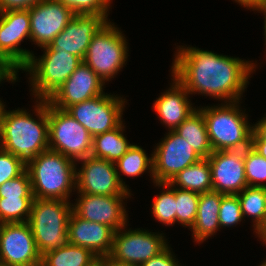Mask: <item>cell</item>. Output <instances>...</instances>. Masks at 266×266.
I'll return each instance as SVG.
<instances>
[{
    "label": "cell",
    "instance_id": "ac0fdd59",
    "mask_svg": "<svg viewBox=\"0 0 266 266\" xmlns=\"http://www.w3.org/2000/svg\"><path fill=\"white\" fill-rule=\"evenodd\" d=\"M208 160L213 191L224 195H237L248 186L244 150L213 151Z\"/></svg>",
    "mask_w": 266,
    "mask_h": 266
},
{
    "label": "cell",
    "instance_id": "f35d334b",
    "mask_svg": "<svg viewBox=\"0 0 266 266\" xmlns=\"http://www.w3.org/2000/svg\"><path fill=\"white\" fill-rule=\"evenodd\" d=\"M18 71L1 53H0V78L3 82L15 84L18 81Z\"/></svg>",
    "mask_w": 266,
    "mask_h": 266
},
{
    "label": "cell",
    "instance_id": "7dc6e473",
    "mask_svg": "<svg viewBox=\"0 0 266 266\" xmlns=\"http://www.w3.org/2000/svg\"><path fill=\"white\" fill-rule=\"evenodd\" d=\"M5 107H6V105H5L4 101H2L0 98V123H1L2 113H3Z\"/></svg>",
    "mask_w": 266,
    "mask_h": 266
},
{
    "label": "cell",
    "instance_id": "83f0119b",
    "mask_svg": "<svg viewBox=\"0 0 266 266\" xmlns=\"http://www.w3.org/2000/svg\"><path fill=\"white\" fill-rule=\"evenodd\" d=\"M237 195L243 218L251 217L256 235L266 223V187L247 186Z\"/></svg>",
    "mask_w": 266,
    "mask_h": 266
},
{
    "label": "cell",
    "instance_id": "4fadbf2b",
    "mask_svg": "<svg viewBox=\"0 0 266 266\" xmlns=\"http://www.w3.org/2000/svg\"><path fill=\"white\" fill-rule=\"evenodd\" d=\"M0 264L4 266H39L41 255L29 222L0 224Z\"/></svg>",
    "mask_w": 266,
    "mask_h": 266
},
{
    "label": "cell",
    "instance_id": "f6af8a7d",
    "mask_svg": "<svg viewBox=\"0 0 266 266\" xmlns=\"http://www.w3.org/2000/svg\"><path fill=\"white\" fill-rule=\"evenodd\" d=\"M258 13H263L264 15V38H265V44L266 45V4L263 5L260 9L257 10Z\"/></svg>",
    "mask_w": 266,
    "mask_h": 266
},
{
    "label": "cell",
    "instance_id": "4316f807",
    "mask_svg": "<svg viewBox=\"0 0 266 266\" xmlns=\"http://www.w3.org/2000/svg\"><path fill=\"white\" fill-rule=\"evenodd\" d=\"M98 257L85 247L67 243L41 256V266H90Z\"/></svg>",
    "mask_w": 266,
    "mask_h": 266
},
{
    "label": "cell",
    "instance_id": "f546056e",
    "mask_svg": "<svg viewBox=\"0 0 266 266\" xmlns=\"http://www.w3.org/2000/svg\"><path fill=\"white\" fill-rule=\"evenodd\" d=\"M34 197L0 198V224L28 222Z\"/></svg>",
    "mask_w": 266,
    "mask_h": 266
},
{
    "label": "cell",
    "instance_id": "b9f144b4",
    "mask_svg": "<svg viewBox=\"0 0 266 266\" xmlns=\"http://www.w3.org/2000/svg\"><path fill=\"white\" fill-rule=\"evenodd\" d=\"M250 147L266 158V139H251Z\"/></svg>",
    "mask_w": 266,
    "mask_h": 266
},
{
    "label": "cell",
    "instance_id": "7bdbcfd3",
    "mask_svg": "<svg viewBox=\"0 0 266 266\" xmlns=\"http://www.w3.org/2000/svg\"><path fill=\"white\" fill-rule=\"evenodd\" d=\"M100 259L104 262L105 266H136L130 263H125L115 260L114 258H111L109 255L101 257Z\"/></svg>",
    "mask_w": 266,
    "mask_h": 266
},
{
    "label": "cell",
    "instance_id": "d590c367",
    "mask_svg": "<svg viewBox=\"0 0 266 266\" xmlns=\"http://www.w3.org/2000/svg\"><path fill=\"white\" fill-rule=\"evenodd\" d=\"M75 14L109 15L112 0H58Z\"/></svg>",
    "mask_w": 266,
    "mask_h": 266
},
{
    "label": "cell",
    "instance_id": "3957f363",
    "mask_svg": "<svg viewBox=\"0 0 266 266\" xmlns=\"http://www.w3.org/2000/svg\"><path fill=\"white\" fill-rule=\"evenodd\" d=\"M76 162L50 149L26 163L34 198L70 201L76 192Z\"/></svg>",
    "mask_w": 266,
    "mask_h": 266
},
{
    "label": "cell",
    "instance_id": "74e56055",
    "mask_svg": "<svg viewBox=\"0 0 266 266\" xmlns=\"http://www.w3.org/2000/svg\"><path fill=\"white\" fill-rule=\"evenodd\" d=\"M43 0H0V13L11 10L30 9Z\"/></svg>",
    "mask_w": 266,
    "mask_h": 266
},
{
    "label": "cell",
    "instance_id": "8d00e7d4",
    "mask_svg": "<svg viewBox=\"0 0 266 266\" xmlns=\"http://www.w3.org/2000/svg\"><path fill=\"white\" fill-rule=\"evenodd\" d=\"M171 250L173 249L168 245L162 252L140 266H182L181 263L179 264L180 261L176 258L175 253Z\"/></svg>",
    "mask_w": 266,
    "mask_h": 266
},
{
    "label": "cell",
    "instance_id": "9c48e42d",
    "mask_svg": "<svg viewBox=\"0 0 266 266\" xmlns=\"http://www.w3.org/2000/svg\"><path fill=\"white\" fill-rule=\"evenodd\" d=\"M104 93L66 109L92 137L118 127L123 120L126 98Z\"/></svg>",
    "mask_w": 266,
    "mask_h": 266
},
{
    "label": "cell",
    "instance_id": "44dd1931",
    "mask_svg": "<svg viewBox=\"0 0 266 266\" xmlns=\"http://www.w3.org/2000/svg\"><path fill=\"white\" fill-rule=\"evenodd\" d=\"M170 87L154 100L153 108L168 131L175 130L197 107L187 90L171 75Z\"/></svg>",
    "mask_w": 266,
    "mask_h": 266
},
{
    "label": "cell",
    "instance_id": "ffe728a7",
    "mask_svg": "<svg viewBox=\"0 0 266 266\" xmlns=\"http://www.w3.org/2000/svg\"><path fill=\"white\" fill-rule=\"evenodd\" d=\"M114 234L112 227L85 220L72 211L68 222L69 244L85 247L101 258L110 254Z\"/></svg>",
    "mask_w": 266,
    "mask_h": 266
},
{
    "label": "cell",
    "instance_id": "30bf717a",
    "mask_svg": "<svg viewBox=\"0 0 266 266\" xmlns=\"http://www.w3.org/2000/svg\"><path fill=\"white\" fill-rule=\"evenodd\" d=\"M128 226L115 231L109 254L115 260L140 266L169 245L163 231L151 232L143 228L133 230Z\"/></svg>",
    "mask_w": 266,
    "mask_h": 266
},
{
    "label": "cell",
    "instance_id": "52a82bcc",
    "mask_svg": "<svg viewBox=\"0 0 266 266\" xmlns=\"http://www.w3.org/2000/svg\"><path fill=\"white\" fill-rule=\"evenodd\" d=\"M128 51L127 38L117 25L109 20L92 37L83 62L106 84L127 64Z\"/></svg>",
    "mask_w": 266,
    "mask_h": 266
},
{
    "label": "cell",
    "instance_id": "7402d4cb",
    "mask_svg": "<svg viewBox=\"0 0 266 266\" xmlns=\"http://www.w3.org/2000/svg\"><path fill=\"white\" fill-rule=\"evenodd\" d=\"M223 195L213 190L200 194L197 216L191 227L193 242L200 245L220 231L218 215Z\"/></svg>",
    "mask_w": 266,
    "mask_h": 266
},
{
    "label": "cell",
    "instance_id": "cb8c5ba5",
    "mask_svg": "<svg viewBox=\"0 0 266 266\" xmlns=\"http://www.w3.org/2000/svg\"><path fill=\"white\" fill-rule=\"evenodd\" d=\"M174 131L184 138L201 158H208L212 154L205 118L198 108Z\"/></svg>",
    "mask_w": 266,
    "mask_h": 266
},
{
    "label": "cell",
    "instance_id": "4dcf8cb0",
    "mask_svg": "<svg viewBox=\"0 0 266 266\" xmlns=\"http://www.w3.org/2000/svg\"><path fill=\"white\" fill-rule=\"evenodd\" d=\"M199 198L200 193L175 187L176 223L191 229L197 216Z\"/></svg>",
    "mask_w": 266,
    "mask_h": 266
},
{
    "label": "cell",
    "instance_id": "ab89813d",
    "mask_svg": "<svg viewBox=\"0 0 266 266\" xmlns=\"http://www.w3.org/2000/svg\"><path fill=\"white\" fill-rule=\"evenodd\" d=\"M251 139H266V113L253 124Z\"/></svg>",
    "mask_w": 266,
    "mask_h": 266
},
{
    "label": "cell",
    "instance_id": "5bb4252c",
    "mask_svg": "<svg viewBox=\"0 0 266 266\" xmlns=\"http://www.w3.org/2000/svg\"><path fill=\"white\" fill-rule=\"evenodd\" d=\"M29 9L0 13V53L19 71L30 60L32 50L20 47L30 39Z\"/></svg>",
    "mask_w": 266,
    "mask_h": 266
},
{
    "label": "cell",
    "instance_id": "484cf974",
    "mask_svg": "<svg viewBox=\"0 0 266 266\" xmlns=\"http://www.w3.org/2000/svg\"><path fill=\"white\" fill-rule=\"evenodd\" d=\"M115 166L120 183L128 191L131 189H129V186L125 184L126 181L123 180L121 174L135 178L148 171V173H150L149 176L152 179V183H154L152 153L149 157L146 150L135 143H132V146L128 149V151L115 163Z\"/></svg>",
    "mask_w": 266,
    "mask_h": 266
},
{
    "label": "cell",
    "instance_id": "ee69618b",
    "mask_svg": "<svg viewBox=\"0 0 266 266\" xmlns=\"http://www.w3.org/2000/svg\"><path fill=\"white\" fill-rule=\"evenodd\" d=\"M258 239L262 241L265 246H266V223L264 224V227L256 234Z\"/></svg>",
    "mask_w": 266,
    "mask_h": 266
},
{
    "label": "cell",
    "instance_id": "ba28073f",
    "mask_svg": "<svg viewBox=\"0 0 266 266\" xmlns=\"http://www.w3.org/2000/svg\"><path fill=\"white\" fill-rule=\"evenodd\" d=\"M49 149L77 162L91 155L93 137L66 110L48 102Z\"/></svg>",
    "mask_w": 266,
    "mask_h": 266
},
{
    "label": "cell",
    "instance_id": "7a4b0ae2",
    "mask_svg": "<svg viewBox=\"0 0 266 266\" xmlns=\"http://www.w3.org/2000/svg\"><path fill=\"white\" fill-rule=\"evenodd\" d=\"M33 108H4L0 123V147L25 163L49 149L48 101L36 99Z\"/></svg>",
    "mask_w": 266,
    "mask_h": 266
},
{
    "label": "cell",
    "instance_id": "9a60e30c",
    "mask_svg": "<svg viewBox=\"0 0 266 266\" xmlns=\"http://www.w3.org/2000/svg\"><path fill=\"white\" fill-rule=\"evenodd\" d=\"M73 211L81 218L112 227L115 231L129 223L125 201L131 195H90L77 193ZM128 222V223H127Z\"/></svg>",
    "mask_w": 266,
    "mask_h": 266
},
{
    "label": "cell",
    "instance_id": "e575fe53",
    "mask_svg": "<svg viewBox=\"0 0 266 266\" xmlns=\"http://www.w3.org/2000/svg\"><path fill=\"white\" fill-rule=\"evenodd\" d=\"M26 170V163L14 154L0 147V185L21 175Z\"/></svg>",
    "mask_w": 266,
    "mask_h": 266
},
{
    "label": "cell",
    "instance_id": "d6a6232c",
    "mask_svg": "<svg viewBox=\"0 0 266 266\" xmlns=\"http://www.w3.org/2000/svg\"><path fill=\"white\" fill-rule=\"evenodd\" d=\"M219 225L220 228L234 227L243 221L238 195H223L219 210Z\"/></svg>",
    "mask_w": 266,
    "mask_h": 266
},
{
    "label": "cell",
    "instance_id": "5b68a950",
    "mask_svg": "<svg viewBox=\"0 0 266 266\" xmlns=\"http://www.w3.org/2000/svg\"><path fill=\"white\" fill-rule=\"evenodd\" d=\"M72 211L71 201L34 198L28 222L41 256L68 243Z\"/></svg>",
    "mask_w": 266,
    "mask_h": 266
},
{
    "label": "cell",
    "instance_id": "d4e9b609",
    "mask_svg": "<svg viewBox=\"0 0 266 266\" xmlns=\"http://www.w3.org/2000/svg\"><path fill=\"white\" fill-rule=\"evenodd\" d=\"M168 183L176 188L200 194L212 191V175L208 158H202L186 167L178 172Z\"/></svg>",
    "mask_w": 266,
    "mask_h": 266
},
{
    "label": "cell",
    "instance_id": "d6986e66",
    "mask_svg": "<svg viewBox=\"0 0 266 266\" xmlns=\"http://www.w3.org/2000/svg\"><path fill=\"white\" fill-rule=\"evenodd\" d=\"M105 85L102 79L82 62L47 101L56 108L66 110L73 104L104 94Z\"/></svg>",
    "mask_w": 266,
    "mask_h": 266
},
{
    "label": "cell",
    "instance_id": "277c9868",
    "mask_svg": "<svg viewBox=\"0 0 266 266\" xmlns=\"http://www.w3.org/2000/svg\"><path fill=\"white\" fill-rule=\"evenodd\" d=\"M241 100L197 108L203 113L213 151L250 147L253 124L240 106Z\"/></svg>",
    "mask_w": 266,
    "mask_h": 266
},
{
    "label": "cell",
    "instance_id": "60d3db41",
    "mask_svg": "<svg viewBox=\"0 0 266 266\" xmlns=\"http://www.w3.org/2000/svg\"><path fill=\"white\" fill-rule=\"evenodd\" d=\"M235 3L241 5L242 7L252 11H257L263 5L266 4V0H234Z\"/></svg>",
    "mask_w": 266,
    "mask_h": 266
},
{
    "label": "cell",
    "instance_id": "c3c4849f",
    "mask_svg": "<svg viewBox=\"0 0 266 266\" xmlns=\"http://www.w3.org/2000/svg\"><path fill=\"white\" fill-rule=\"evenodd\" d=\"M258 266H266V259L264 261H262V263Z\"/></svg>",
    "mask_w": 266,
    "mask_h": 266
},
{
    "label": "cell",
    "instance_id": "7c38bea8",
    "mask_svg": "<svg viewBox=\"0 0 266 266\" xmlns=\"http://www.w3.org/2000/svg\"><path fill=\"white\" fill-rule=\"evenodd\" d=\"M78 163L81 166H78ZM76 166L77 193L103 196L132 195L131 191L120 183L115 163L90 155L78 160Z\"/></svg>",
    "mask_w": 266,
    "mask_h": 266
},
{
    "label": "cell",
    "instance_id": "e0dca14e",
    "mask_svg": "<svg viewBox=\"0 0 266 266\" xmlns=\"http://www.w3.org/2000/svg\"><path fill=\"white\" fill-rule=\"evenodd\" d=\"M30 42L37 47L49 45L67 26L75 13L58 0H43L29 9Z\"/></svg>",
    "mask_w": 266,
    "mask_h": 266
},
{
    "label": "cell",
    "instance_id": "f1b7e54d",
    "mask_svg": "<svg viewBox=\"0 0 266 266\" xmlns=\"http://www.w3.org/2000/svg\"><path fill=\"white\" fill-rule=\"evenodd\" d=\"M154 185L162 190L152 201L151 213L165 226H173L176 223L175 187L168 182H154Z\"/></svg>",
    "mask_w": 266,
    "mask_h": 266
},
{
    "label": "cell",
    "instance_id": "8fae6325",
    "mask_svg": "<svg viewBox=\"0 0 266 266\" xmlns=\"http://www.w3.org/2000/svg\"><path fill=\"white\" fill-rule=\"evenodd\" d=\"M155 146L152 152L154 182H169L178 172L202 159L174 130L168 131Z\"/></svg>",
    "mask_w": 266,
    "mask_h": 266
},
{
    "label": "cell",
    "instance_id": "bcb514c9",
    "mask_svg": "<svg viewBox=\"0 0 266 266\" xmlns=\"http://www.w3.org/2000/svg\"><path fill=\"white\" fill-rule=\"evenodd\" d=\"M90 266H105V264H104V262L100 258H98Z\"/></svg>",
    "mask_w": 266,
    "mask_h": 266
},
{
    "label": "cell",
    "instance_id": "603a6c76",
    "mask_svg": "<svg viewBox=\"0 0 266 266\" xmlns=\"http://www.w3.org/2000/svg\"><path fill=\"white\" fill-rule=\"evenodd\" d=\"M125 123L93 137L91 156L116 163L132 146L128 141Z\"/></svg>",
    "mask_w": 266,
    "mask_h": 266
},
{
    "label": "cell",
    "instance_id": "6da1fadb",
    "mask_svg": "<svg viewBox=\"0 0 266 266\" xmlns=\"http://www.w3.org/2000/svg\"><path fill=\"white\" fill-rule=\"evenodd\" d=\"M176 48L171 75L190 96L204 95L220 102L242 100L248 80L258 67L253 60H242L190 45Z\"/></svg>",
    "mask_w": 266,
    "mask_h": 266
},
{
    "label": "cell",
    "instance_id": "836d02e7",
    "mask_svg": "<svg viewBox=\"0 0 266 266\" xmlns=\"http://www.w3.org/2000/svg\"><path fill=\"white\" fill-rule=\"evenodd\" d=\"M7 197H34L28 172L10 179L0 185V198Z\"/></svg>",
    "mask_w": 266,
    "mask_h": 266
},
{
    "label": "cell",
    "instance_id": "8992f818",
    "mask_svg": "<svg viewBox=\"0 0 266 266\" xmlns=\"http://www.w3.org/2000/svg\"><path fill=\"white\" fill-rule=\"evenodd\" d=\"M37 58L34 53L21 69L29 76L30 92L35 99L48 100L83 62L79 57L56 49H43ZM29 74V75H28Z\"/></svg>",
    "mask_w": 266,
    "mask_h": 266
},
{
    "label": "cell",
    "instance_id": "2e32d148",
    "mask_svg": "<svg viewBox=\"0 0 266 266\" xmlns=\"http://www.w3.org/2000/svg\"><path fill=\"white\" fill-rule=\"evenodd\" d=\"M110 19L108 15L75 14L53 41L40 49H56L79 57L82 61L92 37Z\"/></svg>",
    "mask_w": 266,
    "mask_h": 266
},
{
    "label": "cell",
    "instance_id": "1f68e13d",
    "mask_svg": "<svg viewBox=\"0 0 266 266\" xmlns=\"http://www.w3.org/2000/svg\"><path fill=\"white\" fill-rule=\"evenodd\" d=\"M244 164L248 186L266 187V158L249 147L244 149Z\"/></svg>",
    "mask_w": 266,
    "mask_h": 266
}]
</instances>
